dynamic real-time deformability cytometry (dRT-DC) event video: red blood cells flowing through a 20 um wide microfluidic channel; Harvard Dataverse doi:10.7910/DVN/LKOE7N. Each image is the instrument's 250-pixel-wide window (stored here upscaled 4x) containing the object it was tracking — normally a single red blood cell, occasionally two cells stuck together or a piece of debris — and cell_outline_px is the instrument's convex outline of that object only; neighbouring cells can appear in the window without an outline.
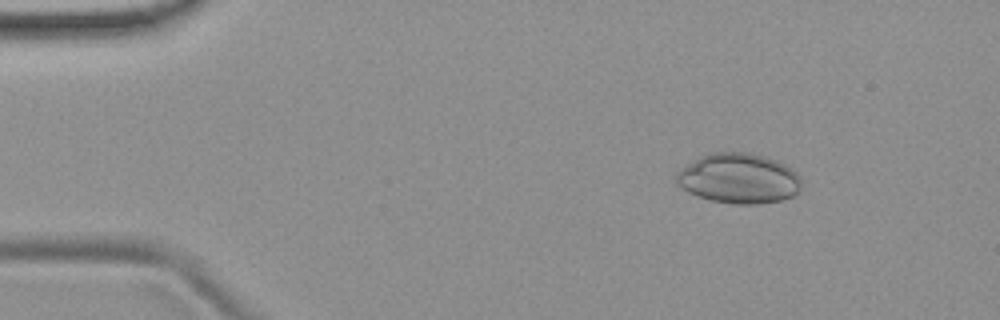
{"species": "common noctule bat (a hibernating species)", "species_latin": "Nyctalus noctula", "temperature_condition": "room temperature", "stored_images_in_passage": 4, "camera_frame_rate_fps": 3000, "um_per_image_px": 0.085, "animal": {"sex": "female", "body_mass_g": 19.9}, "frame": {"image": 1, "passage_image": 2, "time_ms": 0.333, "image_size_px": [1000, 320], "cell_outline_px": [[800, 188], [792, 196], [780, 200], [760, 204], [732, 204], [712, 200], [696, 196], [688, 192], [676, 184], [676, 172], [680, 168], [700, 156], [712, 152], [748, 152], [764, 156], [776, 160], [792, 168], [800, 176]], "centroid_in_image_um": [62.76, 15.16], "position_along_channel_um": 22.2, "area_um2": 36.7}}